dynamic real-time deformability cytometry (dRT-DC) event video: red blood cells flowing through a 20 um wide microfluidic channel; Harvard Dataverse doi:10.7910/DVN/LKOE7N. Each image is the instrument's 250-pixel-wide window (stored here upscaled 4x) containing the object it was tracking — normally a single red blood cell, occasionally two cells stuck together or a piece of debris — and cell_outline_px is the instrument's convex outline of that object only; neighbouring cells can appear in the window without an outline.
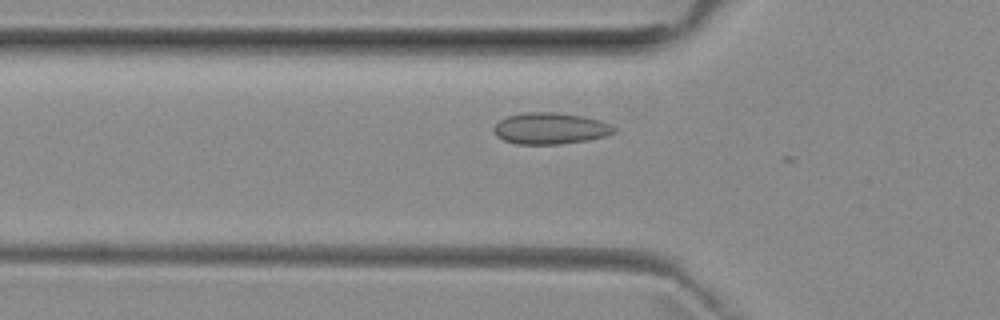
{"species": "common noctule bat (a hibernating species)", "species_latin": "Nyctalus noctula", "temperature_condition": "room temperature", "stored_images_in_passage": 15, "camera_frame_rate_fps": 3000, "um_per_image_px": 0.085, "animal": {"sex": "female", "body_mass_g": 29.2, "forearm_length_mm": 56.3}, "frame": {"image": 1, "passage_image": 14, "time_ms": 4.333, "image_size_px": [1000, 320], "cell_outline_px": [[616, 132], [604, 136], [588, 140], [560, 144], [516, 144], [504, 140], [496, 136], [492, 128], [500, 120], [508, 116], [524, 112], [552, 112], [584, 116], [600, 120], [616, 128]], "centroid_in_image_um": [46.76, 10.92], "position_along_channel_um": 79.0, "area_um2": 22.02}}